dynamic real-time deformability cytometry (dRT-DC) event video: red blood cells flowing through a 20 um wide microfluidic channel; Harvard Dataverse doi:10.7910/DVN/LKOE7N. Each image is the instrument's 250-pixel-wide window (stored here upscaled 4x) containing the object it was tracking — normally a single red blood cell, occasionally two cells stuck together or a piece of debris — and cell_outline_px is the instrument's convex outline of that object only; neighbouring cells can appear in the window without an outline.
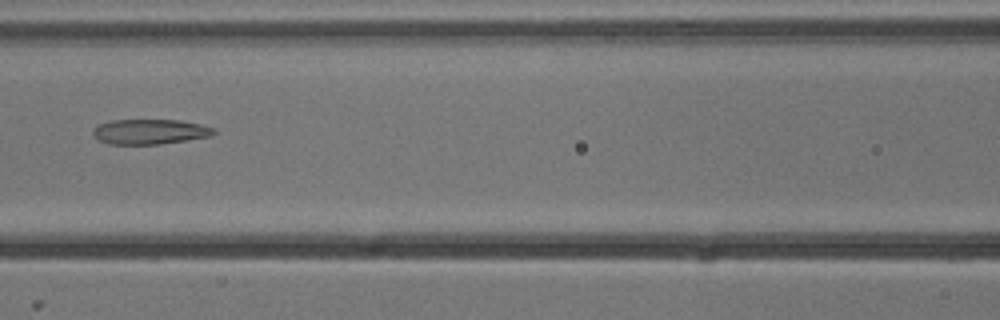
{"species": "common noctule bat (a hibernating species)", "species_latin": "Nyctalus noctula", "temperature_condition": "cold", "stored_images_in_passage": 4, "camera_frame_rate_fps": 3000, "um_per_image_px": 0.085, "animal": {"sex": "male", "body_mass_g": 13.3}, "frame": {"image": 1, "passage_image": 3, "time_ms": 0.667, "image_size_px": [1000, 320], "cell_outline_px": [[220, 132], [212, 136], [160, 144], [108, 144], [100, 140], [92, 132], [92, 128], [100, 124], [112, 120], [180, 120], [200, 124], [216, 128]], "centroid_in_image_um": [12.81, 11.19], "position_along_channel_um": 153.8, "area_um2": 17.74}}
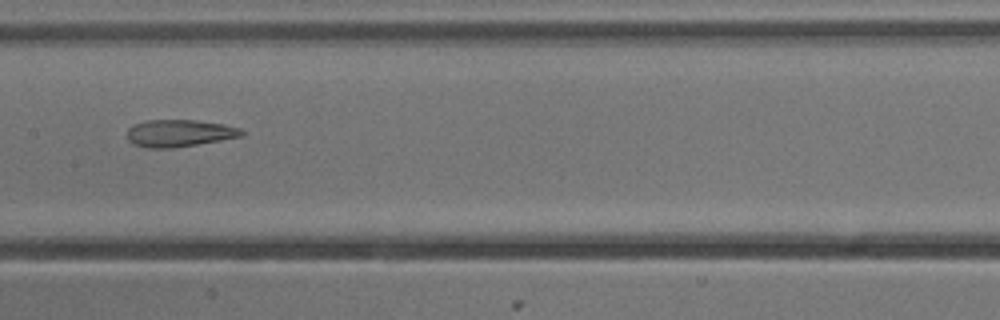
{"frame": {"image": 2, "passage_image": 4, "time_ms": 1.0, "image_size_px": [1000, 320], "cell_outline_px": [[244, 136], [172, 148], [148, 148], [132, 144], [128, 140], [128, 128], [132, 124], [144, 120], [196, 120], [224, 124], [240, 128], [244, 132]], "centroid_in_image_um": [15.22, 11.31], "position_along_channel_um": 192.2, "area_um2": 18.21}}